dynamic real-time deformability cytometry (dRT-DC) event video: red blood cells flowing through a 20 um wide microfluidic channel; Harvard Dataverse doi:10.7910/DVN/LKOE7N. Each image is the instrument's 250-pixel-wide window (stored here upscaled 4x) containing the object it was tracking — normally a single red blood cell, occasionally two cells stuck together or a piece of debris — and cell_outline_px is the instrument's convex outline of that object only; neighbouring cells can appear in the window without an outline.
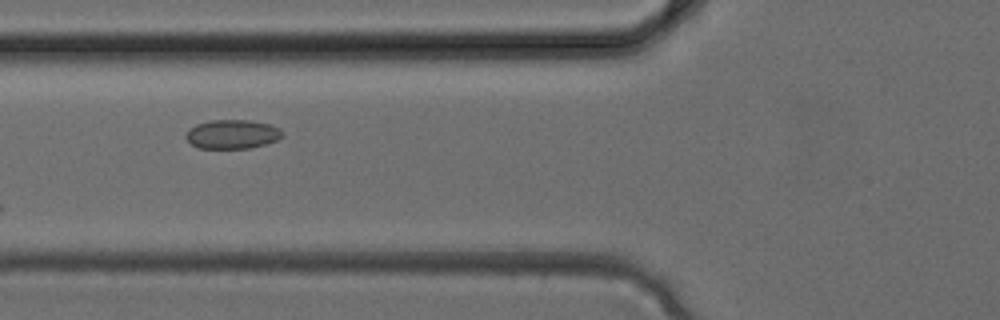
{"species": "common noctule bat (a hibernating species)", "species_latin": "Nyctalus noctula", "temperature_condition": "cold", "stored_images_in_passage": 2, "camera_frame_rate_fps": 3000, "um_per_image_px": 0.085, "animal": {"sex": "female", "body_mass_g": 24.6, "forearm_length_mm": 56.2}, "frame": {"image": 1, "passage_image": 2, "time_ms": 0.333, "image_size_px": [1000, 320], "cell_outline_px": [[284, 136], [276, 140], [264, 144], [248, 148], [200, 148], [192, 144], [184, 136], [196, 124], [212, 120], [248, 120], [268, 124], [280, 128], [284, 132]], "centroid_in_image_um": [19.78, 11.4], "position_along_channel_um": 106.0, "area_um2": 16.13}}